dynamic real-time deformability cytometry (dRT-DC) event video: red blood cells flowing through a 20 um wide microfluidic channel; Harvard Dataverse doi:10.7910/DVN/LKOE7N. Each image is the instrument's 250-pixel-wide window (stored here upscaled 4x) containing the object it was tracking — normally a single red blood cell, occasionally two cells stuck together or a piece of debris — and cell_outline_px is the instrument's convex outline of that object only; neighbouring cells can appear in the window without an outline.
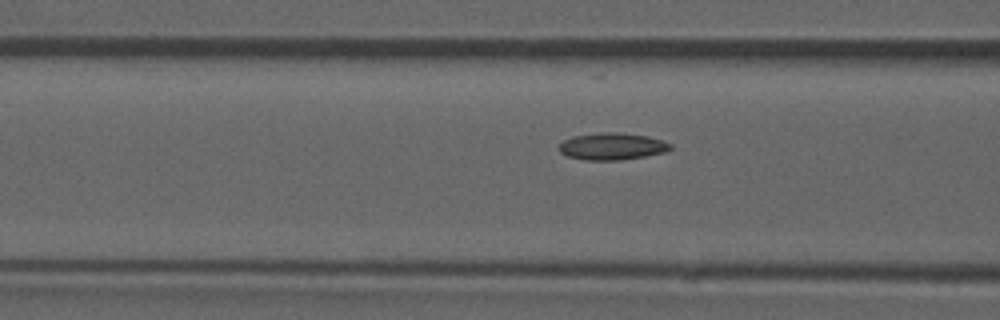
{"species": "common noctule bat (a hibernating species)", "species_latin": "Nyctalus noctula", "temperature_condition": "room temperature", "stored_images_in_passage": 48, "camera_frame_rate_fps": 3000, "um_per_image_px": 0.085, "animal": {"sex": "male", "forearm_length_mm": 52.5}, "frame": {"image": 1, "passage_image": 21, "time_ms": 6.667, "image_size_px": [1000, 320], "cell_outline_px": [[672, 148], [668, 152], [620, 160], [584, 160], [568, 156], [560, 152], [560, 144], [564, 140], [572, 136], [600, 132], [616, 132], [648, 136], [672, 144]], "centroid_in_image_um": [52.05, 12.44], "position_along_channel_um": 114.6, "area_um2": 17.51}}